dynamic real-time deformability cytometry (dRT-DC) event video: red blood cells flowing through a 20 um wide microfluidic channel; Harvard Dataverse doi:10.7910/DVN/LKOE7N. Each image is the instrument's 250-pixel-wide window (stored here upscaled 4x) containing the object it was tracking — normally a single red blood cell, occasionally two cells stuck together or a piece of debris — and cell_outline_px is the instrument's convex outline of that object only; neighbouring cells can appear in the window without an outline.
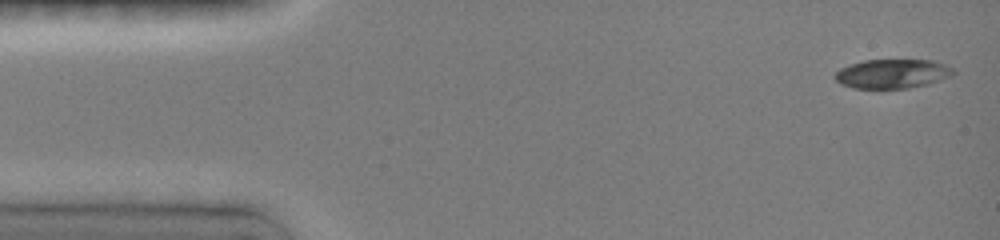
{"species": "common noctule bat (a hibernating species)", "species_latin": "Nyctalus noctula", "temperature_condition": "room temperature", "stored_images_in_passage": 5, "camera_frame_rate_fps": 3000, "um_per_image_px": 0.085, "animal": {"sex": "female", "body_mass_g": 19.0, "forearm_length_mm": 51.5}, "frame": {"image": 1, "passage_image": 1, "time_ms": 0.0, "image_size_px": [1000, 240], "cell_outline_px": [[956, 72], [948, 76], [928, 84], [908, 88], [852, 88], [840, 84], [832, 76], [840, 68], [848, 64], [864, 60], [932, 60], [944, 64], [952, 68]], "centroid_in_image_um": [75.78, 6.26], "position_along_channel_um": 9.2, "area_um2": 20.11}}
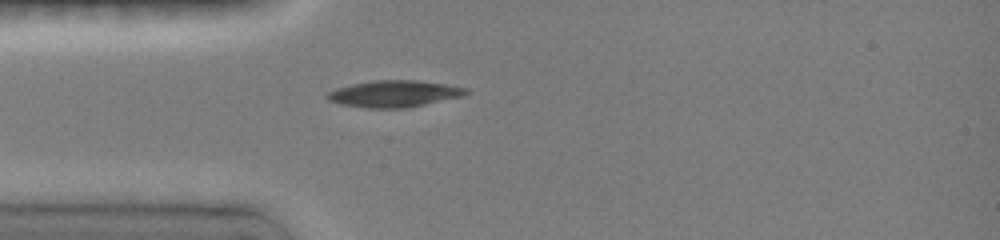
{"frame": {"image": 2, "passage_image": 5, "time_ms": 3.667, "image_size_px": [1000, 240], "cell_outline_px": [[468, 92], [464, 96], [408, 108], [368, 108], [340, 104], [328, 100], [324, 96], [328, 92], [352, 84], [376, 80], [416, 80], [444, 84], [468, 88]], "centroid_in_image_um": [33.52, 7.98], "position_along_channel_um": 51.5, "area_um2": 21.5}}